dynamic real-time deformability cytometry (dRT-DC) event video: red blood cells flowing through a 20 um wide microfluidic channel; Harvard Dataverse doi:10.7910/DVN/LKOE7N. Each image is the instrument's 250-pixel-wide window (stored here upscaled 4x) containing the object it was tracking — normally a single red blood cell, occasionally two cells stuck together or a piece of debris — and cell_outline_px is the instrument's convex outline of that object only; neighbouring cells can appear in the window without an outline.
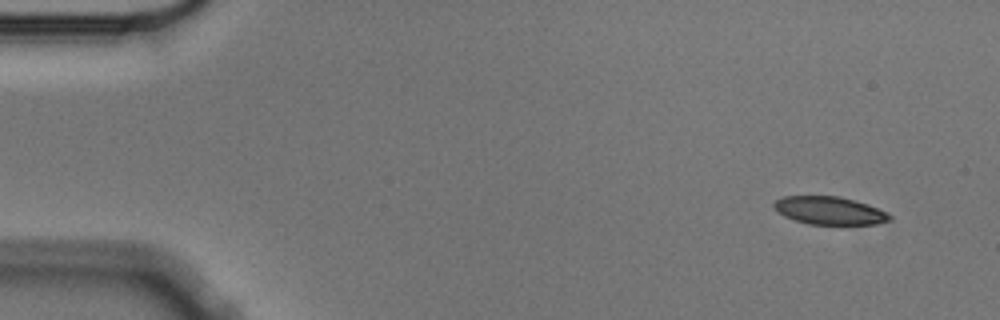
{"species": "Egyptian fruit bat (a non-hibernating species)", "species_latin": "Rousettus aegyptiacus", "temperature_condition": "cold", "stored_images_in_passage": 5, "camera_frame_rate_fps": 3000, "um_per_image_px": 0.085, "animal": {"sex": "male"}, "frame": {"image": 1, "passage_image": 1, "time_ms": 0.0, "image_size_px": [1000, 320], "cell_outline_px": [[892, 220], [876, 224], [808, 224], [784, 216], [772, 204], [776, 200], [784, 196], [840, 196], [856, 200], [868, 204], [892, 216]], "centroid_in_image_um": [70.52, 17.89], "position_along_channel_um": 14.5, "area_um2": 18.67}}
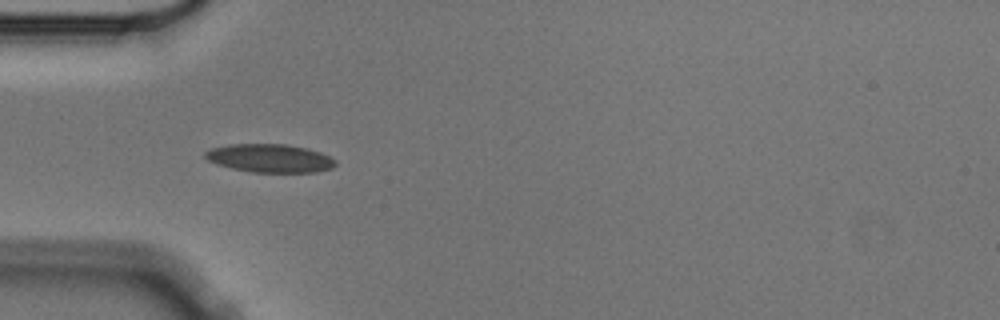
{"frame": {"image": 2, "passage_image": 4, "time_ms": 1.0, "image_size_px": [1000, 320], "cell_outline_px": [[336, 164], [332, 168], [316, 172], [252, 172], [232, 168], [216, 164], [208, 160], [204, 156], [204, 152], [212, 148], [232, 144], [284, 144], [308, 148], [320, 152], [336, 160]], "centroid_in_image_um": [22.94, 13.45], "position_along_channel_um": 62.1, "area_um2": 21.44}}
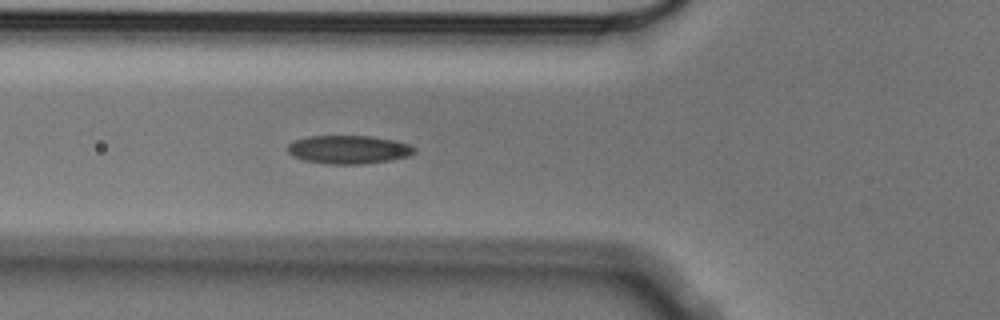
{"frame": {"image": 3, "passage_image": 5, "time_ms": 1.333, "image_size_px": [1000, 320], "cell_outline_px": [[416, 152], [408, 156], [392, 160], [364, 164], [332, 164], [304, 160], [292, 156], [288, 152], [288, 144], [296, 140], [308, 136], [372, 136], [392, 140], [408, 144], [416, 148]], "centroid_in_image_um": [29.65, 12.71], "position_along_channel_um": 96.2, "area_um2": 20.92}}